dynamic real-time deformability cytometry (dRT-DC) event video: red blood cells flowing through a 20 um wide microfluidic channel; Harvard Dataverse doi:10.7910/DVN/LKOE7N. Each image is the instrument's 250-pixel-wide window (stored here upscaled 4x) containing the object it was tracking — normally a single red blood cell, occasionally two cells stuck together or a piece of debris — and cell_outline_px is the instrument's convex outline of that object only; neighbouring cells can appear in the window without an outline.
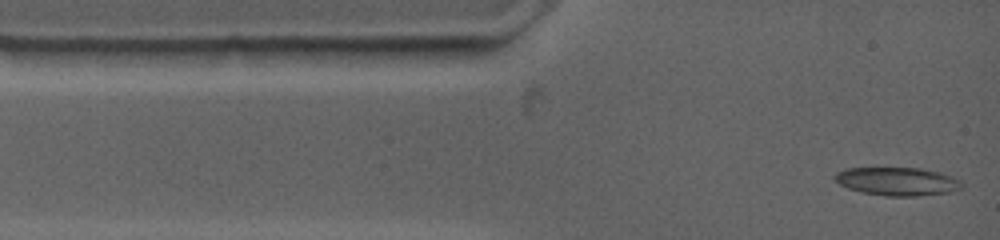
{"species": "common noctule bat (a hibernating species)", "species_latin": "Nyctalus noctula", "temperature_condition": "warm", "stored_images_in_passage": 6, "camera_frame_rate_fps": 4500, "um_per_image_px": 0.085, "animal": {"sex": "female", "body_mass_g": 19.0, "forearm_length_mm": 53.3}, "frame": {"image": 1, "passage_image": 1, "time_ms": 0.0, "image_size_px": [1000, 240], "cell_outline_px": [[960, 188], [948, 192], [916, 196], [888, 196], [864, 192], [848, 188], [840, 184], [836, 180], [836, 176], [840, 172], [848, 168], [920, 168], [940, 172], [956, 180], [960, 184]], "centroid_in_image_um": [76.25, 15.42], "position_along_channel_um": 8.7, "area_um2": 20.17}}
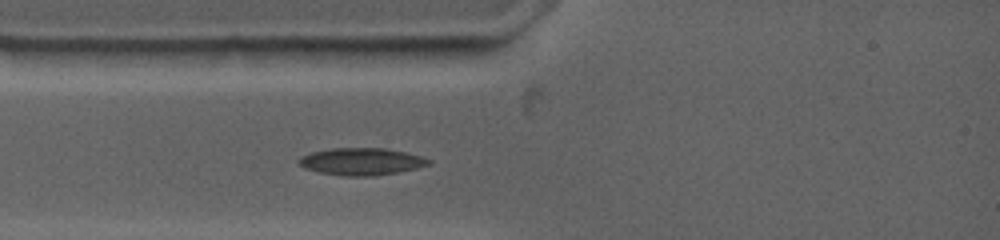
{"frame": {"image": 2, "passage_image": 6, "time_ms": 2.222, "image_size_px": [1000, 240], "cell_outline_px": [[432, 160], [428, 164], [416, 168], [396, 172], [372, 176], [340, 176], [320, 172], [304, 168], [296, 160], [300, 156], [312, 152], [332, 148], [384, 148], [404, 152], [420, 156]], "centroid_in_image_um": [30.67, 13.73], "position_along_channel_um": 54.3, "area_um2": 20.4}}